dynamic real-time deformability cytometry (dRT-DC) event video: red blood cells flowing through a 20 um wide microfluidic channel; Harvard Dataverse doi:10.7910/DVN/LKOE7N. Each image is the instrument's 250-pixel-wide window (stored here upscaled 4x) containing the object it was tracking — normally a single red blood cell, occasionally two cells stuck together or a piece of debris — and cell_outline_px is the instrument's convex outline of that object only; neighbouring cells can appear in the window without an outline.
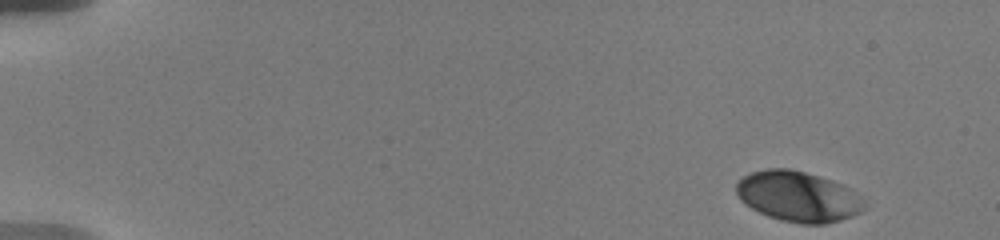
{"species": "human", "species_latin": "Homo sapiens", "temperature_condition": "warm", "stored_images_in_passage": 10, "camera_frame_rate_fps": 3000, "um_per_image_px": 0.085, "donor": {"sex": "male"}, "frame": {"image": 1, "passage_image": 1, "time_ms": 0.0, "image_size_px": [1000, 240], "cell_outline_px": [[864, 208], [860, 212], [852, 216], [840, 220], [824, 224], [800, 224], [780, 220], [768, 216], [744, 204], [740, 200], [736, 192], [736, 184], [744, 176], [752, 172], [768, 168], [788, 168], [804, 172], [832, 180], [852, 188], [864, 200]], "centroid_in_image_um": [67.85, 16.71], "position_along_channel_um": 17.2, "area_um2": 37.69}}
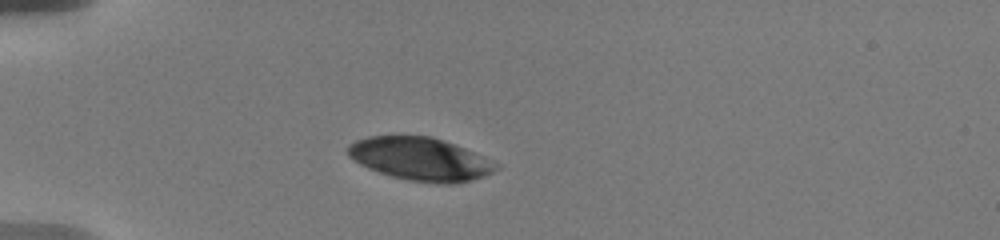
{"frame": {"image": 2, "passage_image": 7, "time_ms": 4.0, "image_size_px": [1000, 240], "cell_outline_px": [[500, 168], [484, 176], [472, 180], [452, 184], [444, 184], [408, 180], [392, 176], [368, 168], [352, 160], [348, 156], [348, 144], [356, 140], [368, 136], [432, 136], [464, 148], [500, 164]], "centroid_in_image_um": [35.73, 13.52], "position_along_channel_um": 49.3, "area_um2": 37.05}}
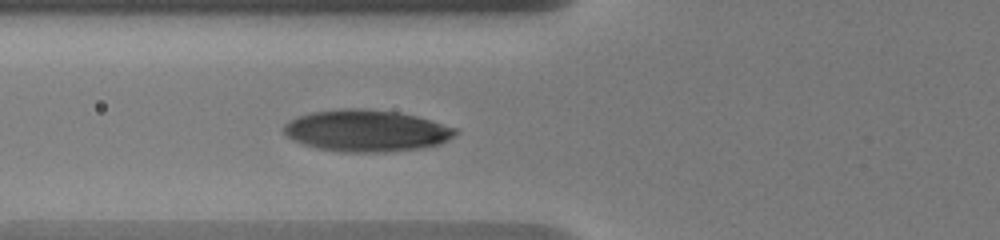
{"frame": {"image": 3, "passage_image": 10, "time_ms": 6.0, "image_size_px": [1000, 240], "cell_outline_px": [[460, 132], [448, 140], [440, 144], [424, 148], [384, 152], [340, 152], [316, 148], [304, 144], [288, 136], [280, 128], [288, 120], [296, 116], [312, 112], [340, 108], [364, 108], [396, 112], [416, 116], [456, 128]], "centroid_in_image_um": [31.13, 11.11], "position_along_channel_um": 94.7, "area_um2": 41.96}}